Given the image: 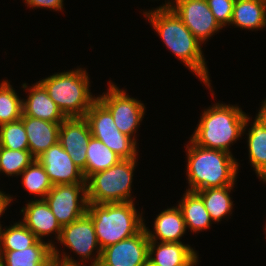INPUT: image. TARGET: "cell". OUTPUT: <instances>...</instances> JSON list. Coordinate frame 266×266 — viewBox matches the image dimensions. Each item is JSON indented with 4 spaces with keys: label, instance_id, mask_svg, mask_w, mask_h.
Instances as JSON below:
<instances>
[{
    "label": "cell",
    "instance_id": "cell-1",
    "mask_svg": "<svg viewBox=\"0 0 266 266\" xmlns=\"http://www.w3.org/2000/svg\"><path fill=\"white\" fill-rule=\"evenodd\" d=\"M143 13L166 47L213 92L202 54V43L194 37L176 13L172 9H152Z\"/></svg>",
    "mask_w": 266,
    "mask_h": 266
},
{
    "label": "cell",
    "instance_id": "cell-2",
    "mask_svg": "<svg viewBox=\"0 0 266 266\" xmlns=\"http://www.w3.org/2000/svg\"><path fill=\"white\" fill-rule=\"evenodd\" d=\"M187 152V191L235 185L239 164L231 153L206 149L191 140Z\"/></svg>",
    "mask_w": 266,
    "mask_h": 266
},
{
    "label": "cell",
    "instance_id": "cell-3",
    "mask_svg": "<svg viewBox=\"0 0 266 266\" xmlns=\"http://www.w3.org/2000/svg\"><path fill=\"white\" fill-rule=\"evenodd\" d=\"M201 115L190 140L200 147L228 153H231V144L244 134L250 120L239 106L222 103L207 108Z\"/></svg>",
    "mask_w": 266,
    "mask_h": 266
},
{
    "label": "cell",
    "instance_id": "cell-4",
    "mask_svg": "<svg viewBox=\"0 0 266 266\" xmlns=\"http://www.w3.org/2000/svg\"><path fill=\"white\" fill-rule=\"evenodd\" d=\"M134 205V202L88 203L87 214L93 220L101 250L144 228L142 213H138Z\"/></svg>",
    "mask_w": 266,
    "mask_h": 266
},
{
    "label": "cell",
    "instance_id": "cell-5",
    "mask_svg": "<svg viewBox=\"0 0 266 266\" xmlns=\"http://www.w3.org/2000/svg\"><path fill=\"white\" fill-rule=\"evenodd\" d=\"M82 68L55 73L39 82L66 117H85L97 100L90 92V79Z\"/></svg>",
    "mask_w": 266,
    "mask_h": 266
},
{
    "label": "cell",
    "instance_id": "cell-6",
    "mask_svg": "<svg viewBox=\"0 0 266 266\" xmlns=\"http://www.w3.org/2000/svg\"><path fill=\"white\" fill-rule=\"evenodd\" d=\"M137 158L121 159L86 180L88 203L133 202L131 185Z\"/></svg>",
    "mask_w": 266,
    "mask_h": 266
},
{
    "label": "cell",
    "instance_id": "cell-7",
    "mask_svg": "<svg viewBox=\"0 0 266 266\" xmlns=\"http://www.w3.org/2000/svg\"><path fill=\"white\" fill-rule=\"evenodd\" d=\"M91 135L103 142L121 159L137 158V142L120 132L110 111L97 99L86 112Z\"/></svg>",
    "mask_w": 266,
    "mask_h": 266
},
{
    "label": "cell",
    "instance_id": "cell-8",
    "mask_svg": "<svg viewBox=\"0 0 266 266\" xmlns=\"http://www.w3.org/2000/svg\"><path fill=\"white\" fill-rule=\"evenodd\" d=\"M97 99L110 111L117 129L136 141L134 133L144 118V104L130 97L125 90H120L113 82H109L108 91Z\"/></svg>",
    "mask_w": 266,
    "mask_h": 266
},
{
    "label": "cell",
    "instance_id": "cell-9",
    "mask_svg": "<svg viewBox=\"0 0 266 266\" xmlns=\"http://www.w3.org/2000/svg\"><path fill=\"white\" fill-rule=\"evenodd\" d=\"M44 200L61 227L70 224L87 213L86 183L53 185Z\"/></svg>",
    "mask_w": 266,
    "mask_h": 266
},
{
    "label": "cell",
    "instance_id": "cell-10",
    "mask_svg": "<svg viewBox=\"0 0 266 266\" xmlns=\"http://www.w3.org/2000/svg\"><path fill=\"white\" fill-rule=\"evenodd\" d=\"M156 9H172L202 44L222 29L206 0H176L175 2L169 0Z\"/></svg>",
    "mask_w": 266,
    "mask_h": 266
},
{
    "label": "cell",
    "instance_id": "cell-11",
    "mask_svg": "<svg viewBox=\"0 0 266 266\" xmlns=\"http://www.w3.org/2000/svg\"><path fill=\"white\" fill-rule=\"evenodd\" d=\"M58 241L82 257L80 261L83 263L88 262V259L91 260V265L100 261L101 248L97 240L93 220L87 213L74 222L62 226ZM94 250H97V255L92 258L91 255H93Z\"/></svg>",
    "mask_w": 266,
    "mask_h": 266
},
{
    "label": "cell",
    "instance_id": "cell-12",
    "mask_svg": "<svg viewBox=\"0 0 266 266\" xmlns=\"http://www.w3.org/2000/svg\"><path fill=\"white\" fill-rule=\"evenodd\" d=\"M149 239L145 227L134 236L101 250L104 266H148Z\"/></svg>",
    "mask_w": 266,
    "mask_h": 266
},
{
    "label": "cell",
    "instance_id": "cell-13",
    "mask_svg": "<svg viewBox=\"0 0 266 266\" xmlns=\"http://www.w3.org/2000/svg\"><path fill=\"white\" fill-rule=\"evenodd\" d=\"M37 160L44 167L53 185L86 183L82 170L59 142L49 147Z\"/></svg>",
    "mask_w": 266,
    "mask_h": 266
},
{
    "label": "cell",
    "instance_id": "cell-14",
    "mask_svg": "<svg viewBox=\"0 0 266 266\" xmlns=\"http://www.w3.org/2000/svg\"><path fill=\"white\" fill-rule=\"evenodd\" d=\"M91 137L85 117H67L60 125L58 142L81 170L86 166V152Z\"/></svg>",
    "mask_w": 266,
    "mask_h": 266
},
{
    "label": "cell",
    "instance_id": "cell-15",
    "mask_svg": "<svg viewBox=\"0 0 266 266\" xmlns=\"http://www.w3.org/2000/svg\"><path fill=\"white\" fill-rule=\"evenodd\" d=\"M198 255L182 242L149 241L148 266H196Z\"/></svg>",
    "mask_w": 266,
    "mask_h": 266
},
{
    "label": "cell",
    "instance_id": "cell-16",
    "mask_svg": "<svg viewBox=\"0 0 266 266\" xmlns=\"http://www.w3.org/2000/svg\"><path fill=\"white\" fill-rule=\"evenodd\" d=\"M27 85L26 83L22 84V87L29 91L27 99H22V115L52 123H62L67 118L49 97L47 90L39 81L29 88Z\"/></svg>",
    "mask_w": 266,
    "mask_h": 266
},
{
    "label": "cell",
    "instance_id": "cell-17",
    "mask_svg": "<svg viewBox=\"0 0 266 266\" xmlns=\"http://www.w3.org/2000/svg\"><path fill=\"white\" fill-rule=\"evenodd\" d=\"M23 213L22 223L31 230L39 240H43V236L51 235L56 232L55 239L57 241L61 235L62 227L57 222L52 210L45 200L35 199L29 201L24 208L21 209Z\"/></svg>",
    "mask_w": 266,
    "mask_h": 266
},
{
    "label": "cell",
    "instance_id": "cell-18",
    "mask_svg": "<svg viewBox=\"0 0 266 266\" xmlns=\"http://www.w3.org/2000/svg\"><path fill=\"white\" fill-rule=\"evenodd\" d=\"M21 120L28 137L29 151L35 159L58 142L61 123H52L26 115H22Z\"/></svg>",
    "mask_w": 266,
    "mask_h": 266
},
{
    "label": "cell",
    "instance_id": "cell-19",
    "mask_svg": "<svg viewBox=\"0 0 266 266\" xmlns=\"http://www.w3.org/2000/svg\"><path fill=\"white\" fill-rule=\"evenodd\" d=\"M53 246L51 241L38 240L26 249L0 251V266H55Z\"/></svg>",
    "mask_w": 266,
    "mask_h": 266
},
{
    "label": "cell",
    "instance_id": "cell-20",
    "mask_svg": "<svg viewBox=\"0 0 266 266\" xmlns=\"http://www.w3.org/2000/svg\"><path fill=\"white\" fill-rule=\"evenodd\" d=\"M149 241L179 243L186 232L182 212L178 206L167 208L157 215L154 221V231L144 225ZM148 228V229H147Z\"/></svg>",
    "mask_w": 266,
    "mask_h": 266
},
{
    "label": "cell",
    "instance_id": "cell-21",
    "mask_svg": "<svg viewBox=\"0 0 266 266\" xmlns=\"http://www.w3.org/2000/svg\"><path fill=\"white\" fill-rule=\"evenodd\" d=\"M247 133L249 160L257 177L266 182V116L259 110Z\"/></svg>",
    "mask_w": 266,
    "mask_h": 266
},
{
    "label": "cell",
    "instance_id": "cell-22",
    "mask_svg": "<svg viewBox=\"0 0 266 266\" xmlns=\"http://www.w3.org/2000/svg\"><path fill=\"white\" fill-rule=\"evenodd\" d=\"M248 30L266 27V0H235L230 25Z\"/></svg>",
    "mask_w": 266,
    "mask_h": 266
},
{
    "label": "cell",
    "instance_id": "cell-23",
    "mask_svg": "<svg viewBox=\"0 0 266 266\" xmlns=\"http://www.w3.org/2000/svg\"><path fill=\"white\" fill-rule=\"evenodd\" d=\"M186 228H190L191 232H199L209 229L212 220L207 209L204 206L202 198L195 191H187L178 204Z\"/></svg>",
    "mask_w": 266,
    "mask_h": 266
},
{
    "label": "cell",
    "instance_id": "cell-24",
    "mask_svg": "<svg viewBox=\"0 0 266 266\" xmlns=\"http://www.w3.org/2000/svg\"><path fill=\"white\" fill-rule=\"evenodd\" d=\"M86 156V166L82 170L85 180L97 172L112 167L121 160L115 152L93 136L90 138Z\"/></svg>",
    "mask_w": 266,
    "mask_h": 266
},
{
    "label": "cell",
    "instance_id": "cell-25",
    "mask_svg": "<svg viewBox=\"0 0 266 266\" xmlns=\"http://www.w3.org/2000/svg\"><path fill=\"white\" fill-rule=\"evenodd\" d=\"M233 187L234 185H230L222 188H208L196 191L202 198L204 206L213 222H219L226 215L232 214L233 201L231 200L230 192Z\"/></svg>",
    "mask_w": 266,
    "mask_h": 266
},
{
    "label": "cell",
    "instance_id": "cell-26",
    "mask_svg": "<svg viewBox=\"0 0 266 266\" xmlns=\"http://www.w3.org/2000/svg\"><path fill=\"white\" fill-rule=\"evenodd\" d=\"M39 239L21 221L0 228V251L22 250L33 246Z\"/></svg>",
    "mask_w": 266,
    "mask_h": 266
},
{
    "label": "cell",
    "instance_id": "cell-27",
    "mask_svg": "<svg viewBox=\"0 0 266 266\" xmlns=\"http://www.w3.org/2000/svg\"><path fill=\"white\" fill-rule=\"evenodd\" d=\"M24 188L31 194H36L40 200L52 189L51 183L44 167L35 159L21 174Z\"/></svg>",
    "mask_w": 266,
    "mask_h": 266
},
{
    "label": "cell",
    "instance_id": "cell-28",
    "mask_svg": "<svg viewBox=\"0 0 266 266\" xmlns=\"http://www.w3.org/2000/svg\"><path fill=\"white\" fill-rule=\"evenodd\" d=\"M22 100L8 80L0 83V125L21 119Z\"/></svg>",
    "mask_w": 266,
    "mask_h": 266
},
{
    "label": "cell",
    "instance_id": "cell-29",
    "mask_svg": "<svg viewBox=\"0 0 266 266\" xmlns=\"http://www.w3.org/2000/svg\"><path fill=\"white\" fill-rule=\"evenodd\" d=\"M34 160L29 150H10L0 146V172L8 177L20 175Z\"/></svg>",
    "mask_w": 266,
    "mask_h": 266
},
{
    "label": "cell",
    "instance_id": "cell-30",
    "mask_svg": "<svg viewBox=\"0 0 266 266\" xmlns=\"http://www.w3.org/2000/svg\"><path fill=\"white\" fill-rule=\"evenodd\" d=\"M0 146L10 150H29L28 137L21 119L0 125Z\"/></svg>",
    "mask_w": 266,
    "mask_h": 266
},
{
    "label": "cell",
    "instance_id": "cell-31",
    "mask_svg": "<svg viewBox=\"0 0 266 266\" xmlns=\"http://www.w3.org/2000/svg\"><path fill=\"white\" fill-rule=\"evenodd\" d=\"M206 2L222 28L230 25L235 0H206Z\"/></svg>",
    "mask_w": 266,
    "mask_h": 266
},
{
    "label": "cell",
    "instance_id": "cell-32",
    "mask_svg": "<svg viewBox=\"0 0 266 266\" xmlns=\"http://www.w3.org/2000/svg\"><path fill=\"white\" fill-rule=\"evenodd\" d=\"M63 258H60L62 257ZM59 254L58 249H56V246H53V259H54V263L56 266H85L83 264H81L82 262H77L76 260H74V258L72 259V257H69L70 255H66L63 252V255ZM89 266H104L102 265L100 262L95 263L94 265H89Z\"/></svg>",
    "mask_w": 266,
    "mask_h": 266
},
{
    "label": "cell",
    "instance_id": "cell-33",
    "mask_svg": "<svg viewBox=\"0 0 266 266\" xmlns=\"http://www.w3.org/2000/svg\"><path fill=\"white\" fill-rule=\"evenodd\" d=\"M63 0H25V4L31 8H48L60 11L63 8Z\"/></svg>",
    "mask_w": 266,
    "mask_h": 266
},
{
    "label": "cell",
    "instance_id": "cell-34",
    "mask_svg": "<svg viewBox=\"0 0 266 266\" xmlns=\"http://www.w3.org/2000/svg\"><path fill=\"white\" fill-rule=\"evenodd\" d=\"M8 194H5V192H1L0 190V217L2 216V214H4L5 210L7 209V207L9 206V204L12 201V197L11 196H7ZM1 223V222H0ZM1 224H0V228H1Z\"/></svg>",
    "mask_w": 266,
    "mask_h": 266
},
{
    "label": "cell",
    "instance_id": "cell-35",
    "mask_svg": "<svg viewBox=\"0 0 266 266\" xmlns=\"http://www.w3.org/2000/svg\"><path fill=\"white\" fill-rule=\"evenodd\" d=\"M262 106L260 107V111L266 116V99L262 102Z\"/></svg>",
    "mask_w": 266,
    "mask_h": 266
}]
</instances>
